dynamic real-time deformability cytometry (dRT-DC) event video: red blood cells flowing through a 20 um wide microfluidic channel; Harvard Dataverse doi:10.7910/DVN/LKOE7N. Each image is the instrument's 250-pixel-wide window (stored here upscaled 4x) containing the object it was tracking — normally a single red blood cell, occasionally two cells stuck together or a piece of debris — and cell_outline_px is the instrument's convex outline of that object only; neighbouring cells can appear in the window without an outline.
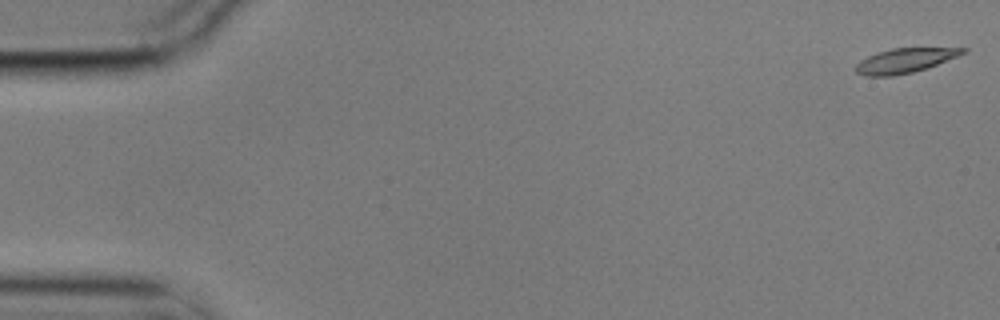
{"species": "common noctule bat (a hibernating species)", "species_latin": "Nyctalus noctula", "temperature_condition": "cold", "stored_images_in_passage": 57, "camera_frame_rate_fps": 3000, "um_per_image_px": 0.085, "animal": {"sex": "male", "body_mass_g": 17.9}, "frame": {"image": 1, "passage_image": 1, "time_ms": 0.0, "image_size_px": [1000, 320], "cell_outline_px": [[968, 52], [936, 64], [912, 72], [892, 76], [864, 76], [856, 72], [856, 64], [860, 60], [868, 56], [892, 48], [968, 48]], "centroid_in_image_um": [76.9, 5.14], "position_along_channel_um": 8.1, "area_um2": 15.03}}
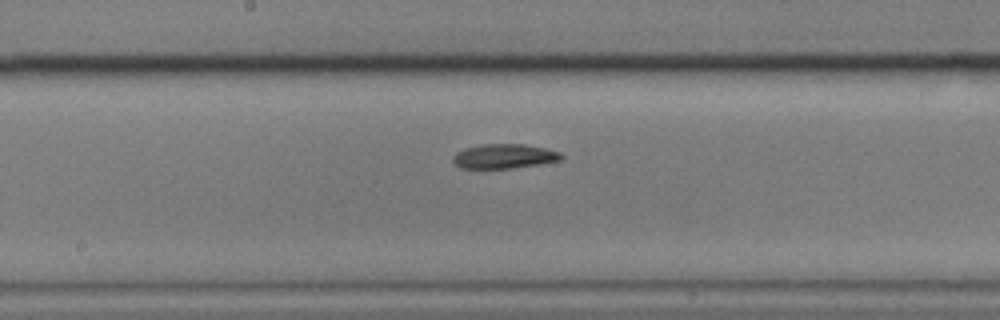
{"frame": {"image": 2, "passage_image": 30, "time_ms": 9.667, "image_size_px": [1000, 320], "cell_outline_px": [[564, 156], [560, 160], [540, 164], [512, 168], [460, 168], [452, 160], [452, 156], [456, 152], [464, 148], [480, 144], [524, 144], [544, 148], [560, 152]], "centroid_in_image_um": [42.83, 13.27], "position_along_channel_um": 205.4, "area_um2": 15.49}}
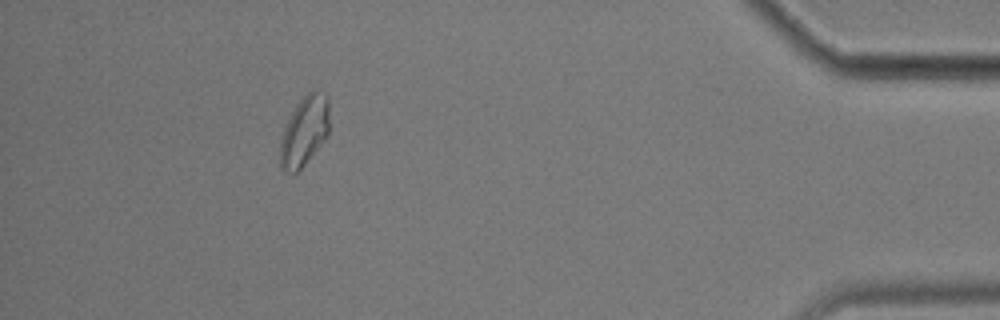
{"frame": {"image": 3, "passage_image": 52, "time_ms": 17.0, "image_size_px": [1000, 320], "cell_outline_px": [[328, 136], [304, 164], [296, 172], [292, 172], [280, 168], [280, 140], [284, 128], [296, 104], [312, 88], [328, 96]], "centroid_in_image_um": [25.87, 11.11], "position_along_channel_um": 409.3, "area_um2": 19.77}, "authors_computed_cell_mechanics": {"area_um2": 16.184, "velocity_mm_per_s": 3.5224, "shape_relaxation_time_tau1_ms": 3.4329, "shape_relaxation_time_tau2_ms": 5.707, "deformation_change_tau1": 0.1298, "deformation_change_tau2": 0.1024}}